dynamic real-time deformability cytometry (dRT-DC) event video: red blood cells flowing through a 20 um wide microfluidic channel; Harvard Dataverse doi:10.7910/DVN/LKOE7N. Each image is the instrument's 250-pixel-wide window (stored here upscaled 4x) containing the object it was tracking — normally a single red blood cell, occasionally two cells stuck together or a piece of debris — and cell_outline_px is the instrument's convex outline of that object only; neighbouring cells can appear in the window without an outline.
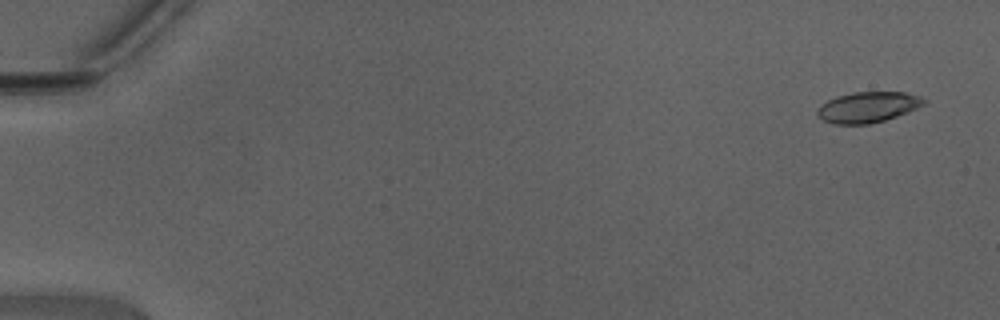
{"species": "Egyptian fruit bat (a non-hibernating species)", "species_latin": "Rousettus aegyptiacus", "temperature_condition": "warm", "stored_images_in_passage": 11, "camera_frame_rate_fps": 3000, "um_per_image_px": 0.085, "animal": {"sex": "male"}, "frame": {"image": 1, "passage_image": 1, "time_ms": 0.0, "image_size_px": [1000, 320], "cell_outline_px": [[928, 100], [924, 104], [908, 112], [884, 120], [868, 124], [836, 124], [824, 120], [816, 116], [816, 108], [820, 104], [836, 96], [852, 92], [904, 92], [924, 96]], "centroid_in_image_um": [73.77, 9.09], "position_along_channel_um": 11.2, "area_um2": 19.25}}